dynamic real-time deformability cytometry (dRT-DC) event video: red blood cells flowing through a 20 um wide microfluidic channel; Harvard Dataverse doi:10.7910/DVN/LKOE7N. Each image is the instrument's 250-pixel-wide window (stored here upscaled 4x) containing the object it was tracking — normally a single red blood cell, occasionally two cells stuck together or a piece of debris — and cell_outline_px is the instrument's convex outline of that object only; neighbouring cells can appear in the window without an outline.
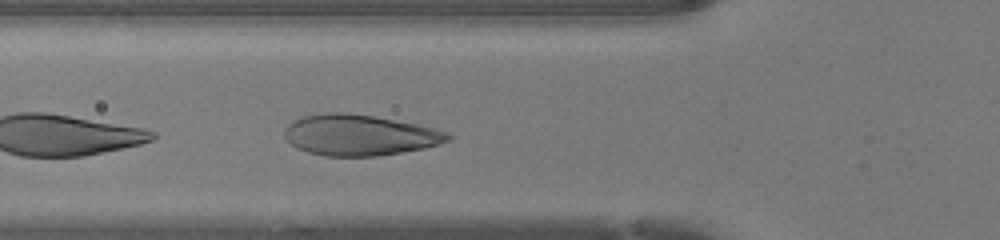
{"species": "human", "species_latin": "Homo sapiens", "temperature_condition": "warm", "stored_images_in_passage": 12, "camera_frame_rate_fps": 3000, "um_per_image_px": 0.085, "donor": {"sex": "female"}, "frame": {"image": 1, "passage_image": 3, "time_ms": 0.667, "image_size_px": [1000, 240], "cell_outline_px": [[452, 136], [448, 140], [440, 144], [424, 148], [376, 156], [324, 156], [308, 152], [296, 148], [284, 136], [284, 132], [288, 124], [292, 120], [304, 116], [324, 112], [340, 112], [372, 116], [416, 124], [448, 132]], "centroid_in_image_um": [30.52, 11.48], "position_along_channel_um": 95.3, "area_um2": 38.67}}
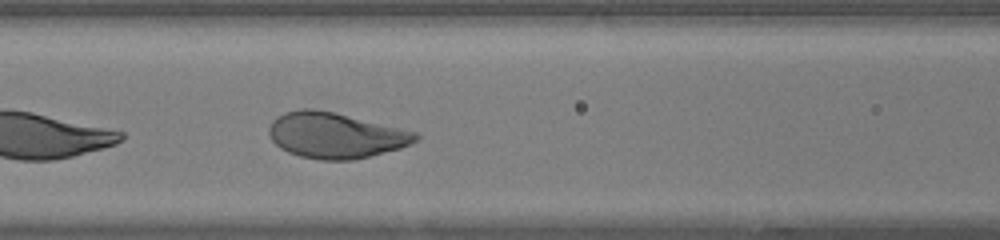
{"frame": {"image": 2, "passage_image": 6, "time_ms": 1.667, "image_size_px": [1000, 240], "cell_outline_px": [[420, 136], [416, 140], [400, 148], [352, 160], [320, 160], [300, 156], [288, 152], [280, 148], [272, 140], [268, 132], [268, 128], [272, 120], [276, 116], [284, 112], [304, 108], [312, 108], [332, 112], [420, 132]], "centroid_in_image_um": [28.49, 11.5], "position_along_channel_um": 138.1, "area_um2": 38.96}}
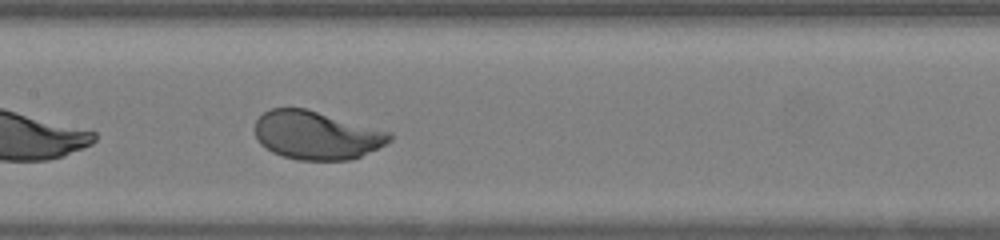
{"frame": {"image": 3, "passage_image": 9, "time_ms": 2.667, "image_size_px": [1000, 240], "cell_outline_px": [[392, 140], [360, 156], [348, 160], [296, 160], [272, 152], [260, 144], [256, 136], [256, 120], [264, 112], [272, 108], [304, 108], [392, 132]], "centroid_in_image_um": [26.89, 11.5], "position_along_channel_um": 180.5, "area_um2": 37.63}}